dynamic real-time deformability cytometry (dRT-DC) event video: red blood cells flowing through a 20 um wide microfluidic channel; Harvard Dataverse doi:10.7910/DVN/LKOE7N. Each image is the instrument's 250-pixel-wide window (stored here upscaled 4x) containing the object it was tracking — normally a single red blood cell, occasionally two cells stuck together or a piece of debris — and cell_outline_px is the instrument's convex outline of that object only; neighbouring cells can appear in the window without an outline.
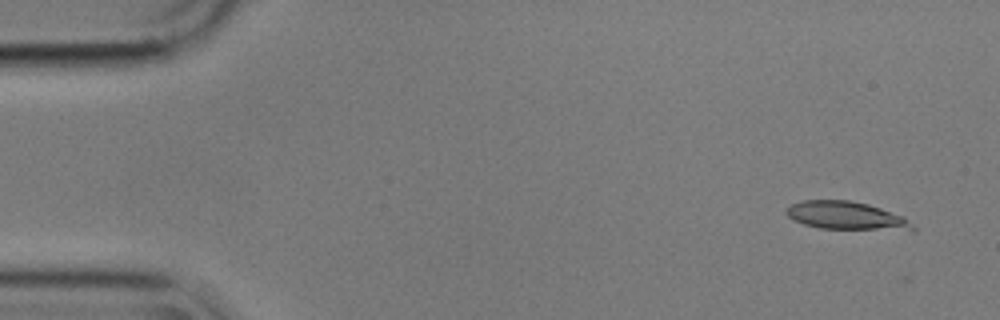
{"species": "common noctule bat (a hibernating species)", "species_latin": "Nyctalus noctula", "temperature_condition": "cold", "stored_images_in_passage": 5, "camera_frame_rate_fps": 3000, "um_per_image_px": 0.085, "animal": {"sex": "male", "body_mass_g": 17.9}, "frame": {"image": 1, "passage_image": 1, "time_ms": 0.0, "image_size_px": [1000, 320], "cell_outline_px": [[916, 232], [912, 232], [820, 228], [804, 224], [792, 220], [784, 212], [792, 204], [804, 200], [848, 200], [868, 204], [904, 216], [916, 228]], "centroid_in_image_um": [72.03, 18.37], "position_along_channel_um": 13.0, "area_um2": 21.27}}
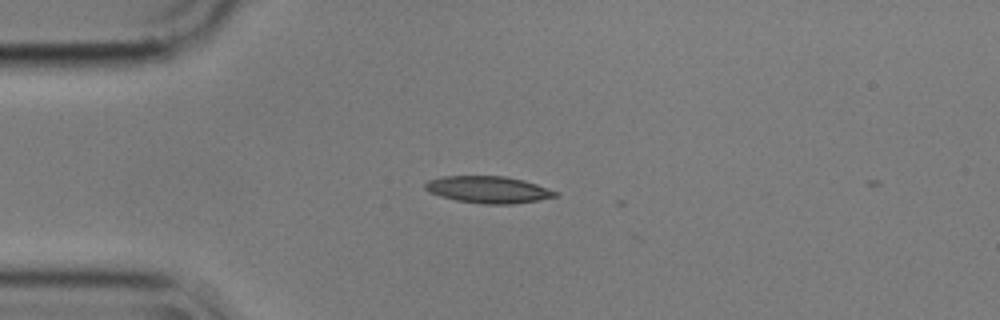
{"frame": {"image": 2, "passage_image": 4, "time_ms": 1.0, "image_size_px": [1000, 320], "cell_outline_px": [[556, 196], [536, 200], [512, 204], [484, 204], [456, 200], [440, 196], [424, 188], [424, 184], [428, 180], [444, 176], [508, 176], [524, 180], [536, 184], [556, 192]], "centroid_in_image_um": [41.46, 16.11], "position_along_channel_um": 43.5, "area_um2": 20.11}}